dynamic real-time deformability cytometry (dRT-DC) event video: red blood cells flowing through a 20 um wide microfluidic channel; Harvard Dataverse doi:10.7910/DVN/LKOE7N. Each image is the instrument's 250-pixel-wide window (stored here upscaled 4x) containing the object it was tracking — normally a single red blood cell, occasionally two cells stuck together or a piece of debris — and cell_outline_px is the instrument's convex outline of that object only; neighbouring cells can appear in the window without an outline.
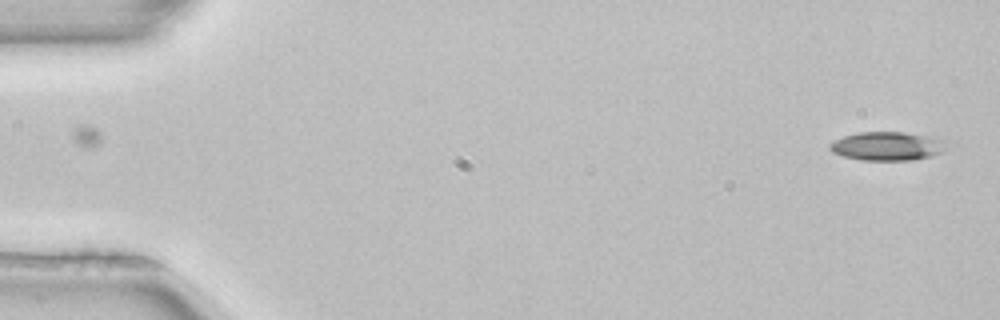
{"species": "common noctule bat (a hibernating species)", "species_latin": "Nyctalus noctula", "temperature_condition": "room temperature", "stored_images_in_passage": 51, "camera_frame_rate_fps": 3000, "um_per_image_px": 0.085, "animal": {"sex": "female", "body_mass_g": 22.7, "forearm_length_mm": 54.2}, "frame": {"image": 1, "passage_image": 1, "time_ms": 0.0, "image_size_px": [1000, 320], "cell_outline_px": [[948, 140], [940, 152], [928, 156], [908, 160], [860, 160], [844, 156], [832, 152], [828, 148], [828, 144], [844, 136], [856, 132], [904, 132], [936, 136]], "centroid_in_image_um": [75.41, 12.4], "position_along_channel_um": 9.6, "area_um2": 19.54}}
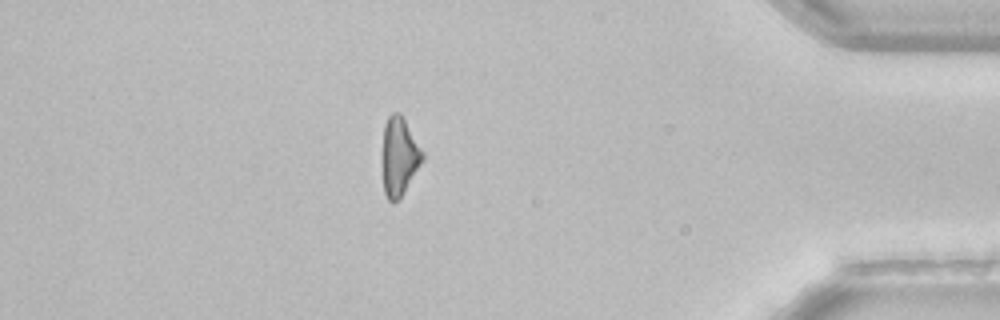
{"frame": {"image": 2, "passage_image": 44, "time_ms": 14.333, "image_size_px": [1000, 320], "cell_outline_px": [[424, 160], [400, 196], [392, 204], [388, 200], [384, 192], [380, 156], [384, 124], [388, 116], [392, 112], [400, 112], [424, 152]], "centroid_in_image_um": [33.89, 13.26], "position_along_channel_um": 401.3, "area_um2": 18.79}}
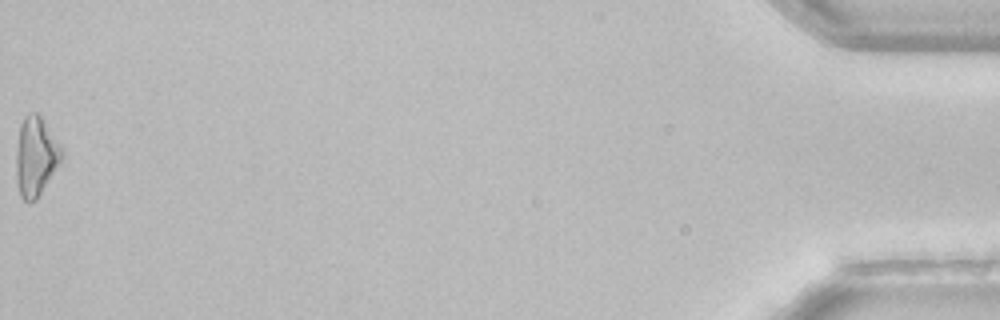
{"frame": {"image": 3, "passage_image": 51, "time_ms": 16.667, "image_size_px": [1000, 320], "cell_outline_px": [[64, 156], [36, 200], [24, 200], [20, 196], [16, 180], [16, 152], [20, 124], [24, 116], [28, 112], [36, 112], [40, 116], [60, 144], [64, 152]], "centroid_in_image_um": [3.03, 13.28], "position_along_channel_um": 432.2, "area_um2": 20.92}, "authors_computed_cell_mechanics": {"area_um2": 19.5364, "velocity_mm_per_s": 3.9991, "shape_relaxation_time_tau1_ms": 6.7722, "shape_relaxation_time_tau2_ms": null, "deformation_change_tau1": 0.1791, "deformation_change_tau2": null}}